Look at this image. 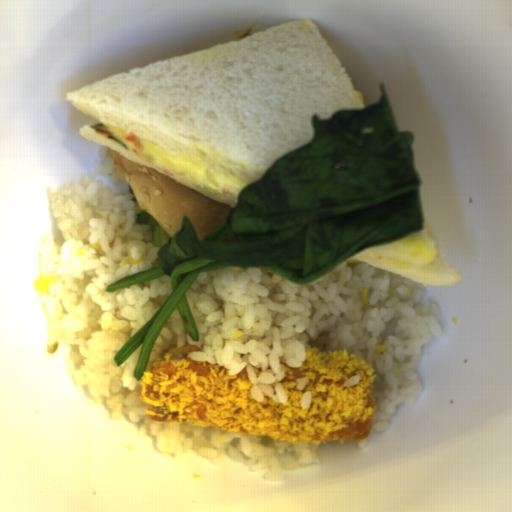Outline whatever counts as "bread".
Masks as SVG:
<instances>
[{
    "label": "bread",
    "instance_id": "obj_1",
    "mask_svg": "<svg viewBox=\"0 0 512 512\" xmlns=\"http://www.w3.org/2000/svg\"><path fill=\"white\" fill-rule=\"evenodd\" d=\"M93 117L79 133L177 183L232 206L104 132L112 128L247 185L309 144L311 119L366 108L363 95L311 19L116 74L67 92Z\"/></svg>",
    "mask_w": 512,
    "mask_h": 512
},
{
    "label": "bread",
    "instance_id": "obj_2",
    "mask_svg": "<svg viewBox=\"0 0 512 512\" xmlns=\"http://www.w3.org/2000/svg\"><path fill=\"white\" fill-rule=\"evenodd\" d=\"M107 149L118 177L131 187L142 211L153 216L171 239L183 229V218L187 216L201 241L235 207Z\"/></svg>",
    "mask_w": 512,
    "mask_h": 512
},
{
    "label": "bread",
    "instance_id": "obj_3",
    "mask_svg": "<svg viewBox=\"0 0 512 512\" xmlns=\"http://www.w3.org/2000/svg\"><path fill=\"white\" fill-rule=\"evenodd\" d=\"M423 211V228L412 235L357 252L353 258L379 270L427 285H455L461 274L441 248Z\"/></svg>",
    "mask_w": 512,
    "mask_h": 512
}]
</instances>
